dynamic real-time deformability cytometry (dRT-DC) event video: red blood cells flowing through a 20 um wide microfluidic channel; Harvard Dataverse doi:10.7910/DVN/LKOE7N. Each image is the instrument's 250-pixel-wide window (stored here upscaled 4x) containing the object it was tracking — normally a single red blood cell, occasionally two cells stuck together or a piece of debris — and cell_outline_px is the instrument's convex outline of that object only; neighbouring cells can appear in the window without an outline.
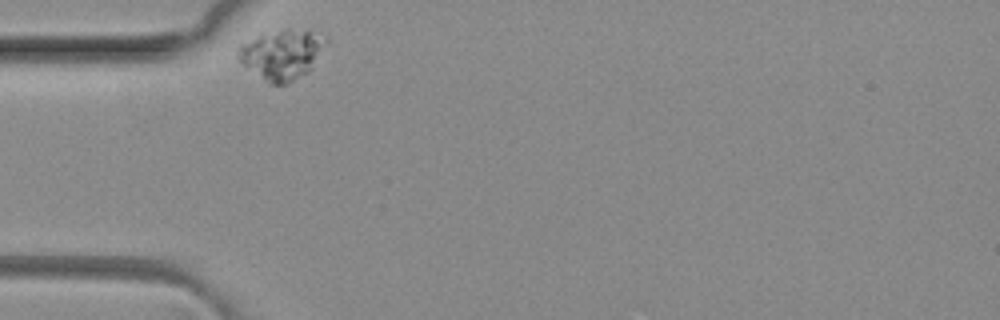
{"species": "common noctule bat (a hibernating species)", "species_latin": "Nyctalus noctula", "temperature_condition": "room temperature", "stored_images_in_passage": 5, "camera_frame_rate_fps": 3000, "um_per_image_px": 0.085, "animal": {"sex": "female", "body_mass_g": 29.2, "forearm_length_mm": 56.3}, "frame": {"image": 1, "passage_image": 1, "time_ms": 0.0, "image_size_px": [1000, 320], "cell_outline_px": [[328, 44], [312, 68], [308, 72], [284, 84], [268, 84], [244, 64], [236, 56], [236, 48], [240, 44], [260, 36], [288, 28], [308, 32], [328, 40]], "centroid_in_image_um": [23.95, 4.65], "position_along_channel_um": 61.0, "area_um2": 24.91}}
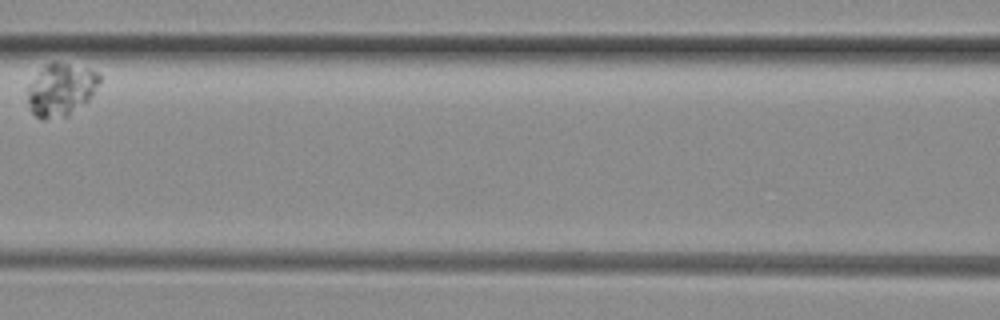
{"frame": {"image": 2, "passage_image": 4, "time_ms": 1.0, "image_size_px": [1000, 320], "cell_outline_px": [[100, 84], [88, 100], [84, 104], [68, 116], [44, 120], [40, 120], [32, 112], [28, 104], [28, 84], [44, 64], [52, 60], [92, 68], [100, 76]], "centroid_in_image_um": [5.18, 7.59], "position_along_channel_um": 161.4, "area_um2": 22.6}}
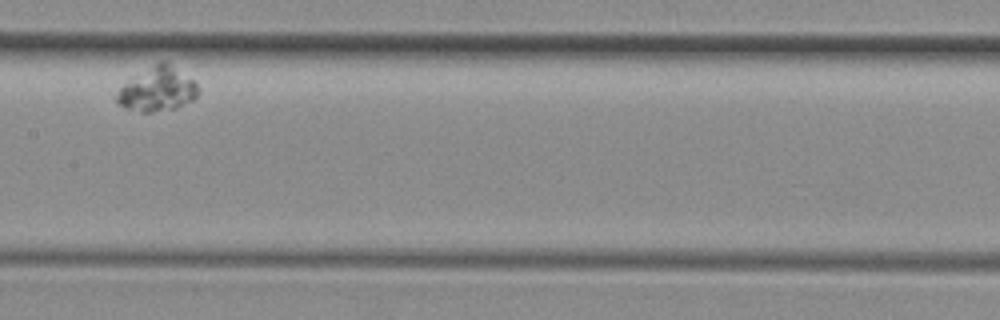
{"frame": {"image": 3, "passage_image": 5, "time_ms": 1.333, "image_size_px": [1000, 320], "cell_outline_px": [[196, 96], [192, 100], [176, 108], [152, 112], [140, 112], [124, 108], [112, 96], [124, 84], [160, 60], [168, 60], [192, 80], [196, 84]], "centroid_in_image_um": [13.34, 7.59], "position_along_channel_um": 194.1, "area_um2": 20.69}}